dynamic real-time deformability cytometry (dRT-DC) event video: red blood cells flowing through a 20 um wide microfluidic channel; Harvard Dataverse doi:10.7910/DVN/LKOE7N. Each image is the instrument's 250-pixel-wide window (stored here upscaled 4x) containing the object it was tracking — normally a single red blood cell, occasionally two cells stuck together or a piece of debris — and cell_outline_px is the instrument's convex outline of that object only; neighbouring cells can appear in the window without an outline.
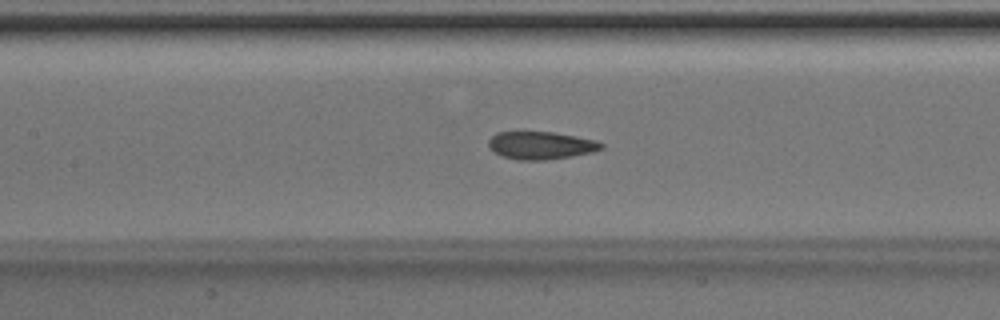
{"species": "Egyptian fruit bat (a non-hibernating species)", "species_latin": "Rousettus aegyptiacus", "temperature_condition": "room temperature", "stored_images_in_passage": 43, "camera_frame_rate_fps": 3000, "um_per_image_px": 0.085, "animal": {"sex": "male"}, "frame": {"image": 1, "passage_image": 22, "time_ms": 7.0, "image_size_px": [1000, 320], "cell_outline_px": [[604, 148], [592, 152], [572, 156], [544, 160], [516, 160], [500, 156], [488, 144], [488, 140], [496, 132], [552, 132], [576, 136], [596, 140], [604, 144]], "centroid_in_image_um": [45.99, 12.36], "position_along_channel_um": 161.4, "area_um2": 18.21}}
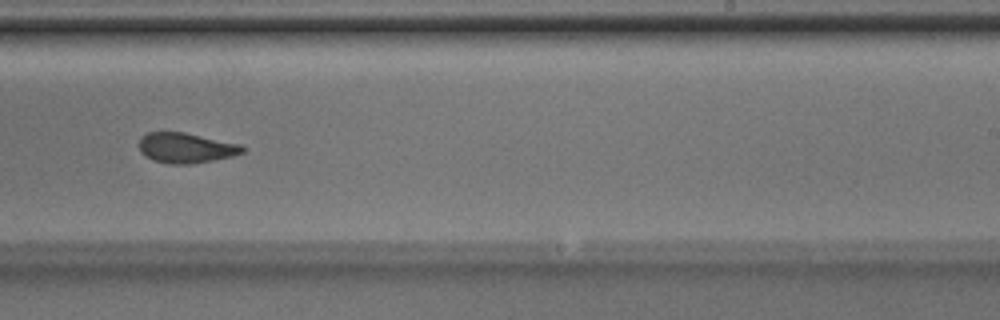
{"frame": {"image": 2, "passage_image": 30, "time_ms": 9.667, "image_size_px": [1000, 320], "cell_outline_px": [[244, 152], [232, 156], [212, 160], [188, 164], [172, 164], [152, 160], [144, 156], [140, 152], [140, 136], [148, 132], [184, 132], [240, 144], [244, 148]], "centroid_in_image_um": [15.77, 12.57], "position_along_channel_um": 273.2, "area_um2": 18.09}}
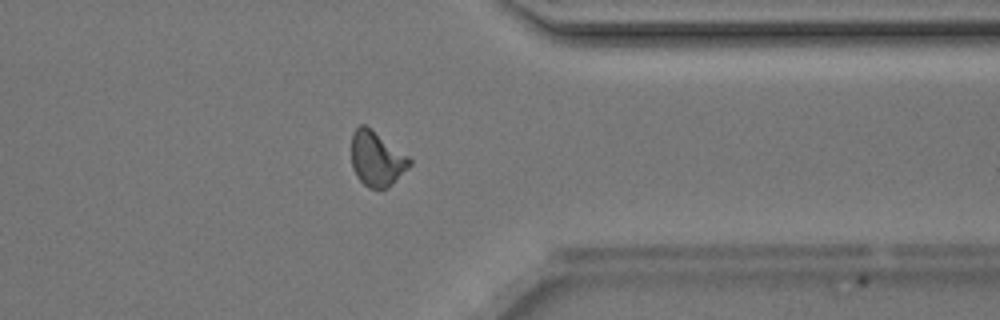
{"frame": {"image": 3, "passage_image": 38, "time_ms": 12.333, "image_size_px": [1000, 320], "cell_outline_px": [[412, 164], [388, 188], [368, 188], [356, 176], [352, 168], [352, 132], [360, 124], [364, 124], [408, 156], [412, 160]], "centroid_in_image_um": [32.01, 13.51], "position_along_channel_um": 379.4, "area_um2": 18.38}}